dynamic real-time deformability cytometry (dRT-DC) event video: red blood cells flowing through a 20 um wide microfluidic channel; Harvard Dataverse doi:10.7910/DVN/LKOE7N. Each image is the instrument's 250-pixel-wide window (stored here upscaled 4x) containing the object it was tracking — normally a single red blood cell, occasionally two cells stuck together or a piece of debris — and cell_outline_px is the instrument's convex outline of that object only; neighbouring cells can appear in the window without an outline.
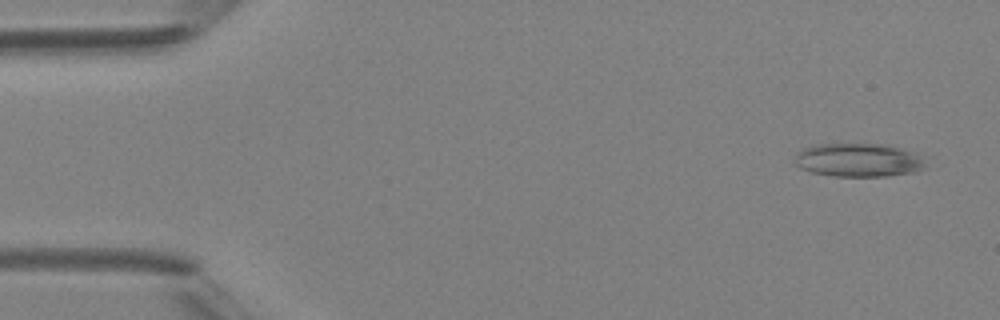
{"species": "Egyptian fruit bat (a non-hibernating species)", "species_latin": "Rousettus aegyptiacus", "temperature_condition": "room temperature", "stored_images_in_passage": 4, "camera_frame_rate_fps": 3000, "um_per_image_px": 0.085, "animal": {"sex": "female"}, "frame": {"image": 1, "passage_image": 1, "time_ms": 0.0, "image_size_px": [1000, 320], "cell_outline_px": [[924, 168], [916, 172], [888, 176], [832, 176], [812, 172], [800, 168], [796, 164], [796, 156], [804, 148], [816, 144], [888, 144], [912, 152], [924, 164]], "centroid_in_image_um": [72.94, 13.61], "position_along_channel_um": 12.1, "area_um2": 25.2}}